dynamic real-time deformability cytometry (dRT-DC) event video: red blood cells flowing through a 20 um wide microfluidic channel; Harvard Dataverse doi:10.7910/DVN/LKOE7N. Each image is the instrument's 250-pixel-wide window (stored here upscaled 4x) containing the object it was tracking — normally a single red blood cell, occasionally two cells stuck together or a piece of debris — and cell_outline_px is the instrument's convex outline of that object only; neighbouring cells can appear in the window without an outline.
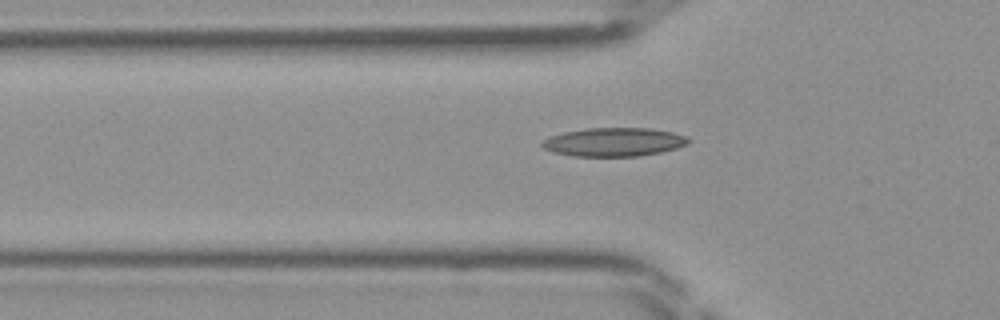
{"species": "Egyptian fruit bat (a non-hibernating species)", "species_latin": "Rousettus aegyptiacus", "temperature_condition": "room temperature", "stored_images_in_passage": 44, "camera_frame_rate_fps": 3000, "um_per_image_px": 0.085, "frame": {"image": 1, "passage_image": 15, "time_ms": 4.667, "image_size_px": [1000, 320], "cell_outline_px": [[692, 140], [688, 144], [676, 148], [660, 152], [640, 156], [572, 156], [552, 152], [544, 148], [540, 144], [540, 140], [548, 136], [564, 132], [588, 128], [648, 128], [672, 132], [684, 136]], "centroid_in_image_um": [52.13, 12.07], "position_along_channel_um": 73.7, "area_um2": 24.51}}
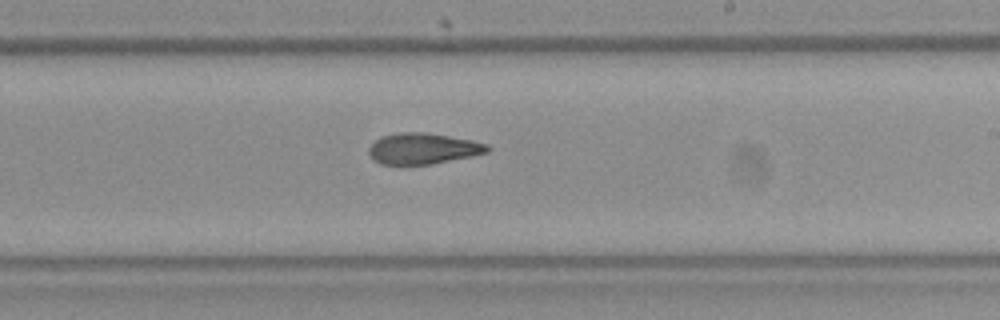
{"frame": {"image": 2, "passage_image": 27, "time_ms": 8.667, "image_size_px": [1000, 320], "cell_outline_px": [[492, 148], [488, 152], [432, 164], [380, 164], [372, 160], [368, 152], [368, 148], [380, 136], [400, 132], [424, 132], [472, 140], [488, 144]], "centroid_in_image_um": [35.93, 12.62], "position_along_channel_um": 253.1, "area_um2": 21.39}}
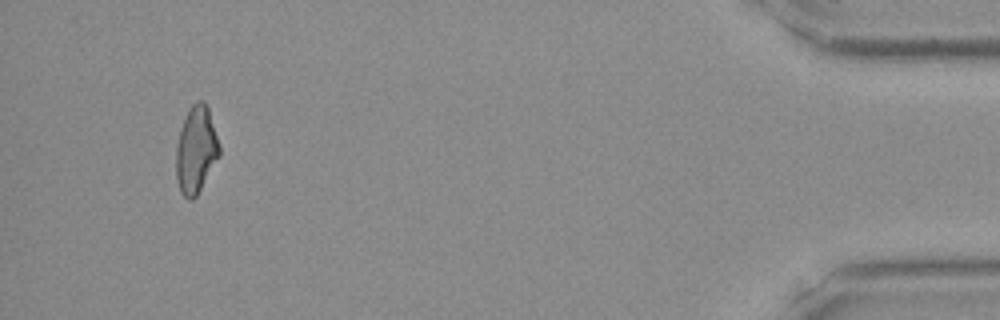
{"frame": {"image": 3, "passage_image": 43, "time_ms": 14.0, "image_size_px": [1000, 320], "cell_outline_px": [[220, 156], [196, 196], [192, 200], [188, 200], [180, 192], [176, 180], [176, 148], [180, 128], [184, 116], [188, 108], [196, 100], [204, 100], [208, 108], [220, 144]], "centroid_in_image_um": [16.66, 12.72], "position_along_channel_um": 418.5, "area_um2": 22.25}}